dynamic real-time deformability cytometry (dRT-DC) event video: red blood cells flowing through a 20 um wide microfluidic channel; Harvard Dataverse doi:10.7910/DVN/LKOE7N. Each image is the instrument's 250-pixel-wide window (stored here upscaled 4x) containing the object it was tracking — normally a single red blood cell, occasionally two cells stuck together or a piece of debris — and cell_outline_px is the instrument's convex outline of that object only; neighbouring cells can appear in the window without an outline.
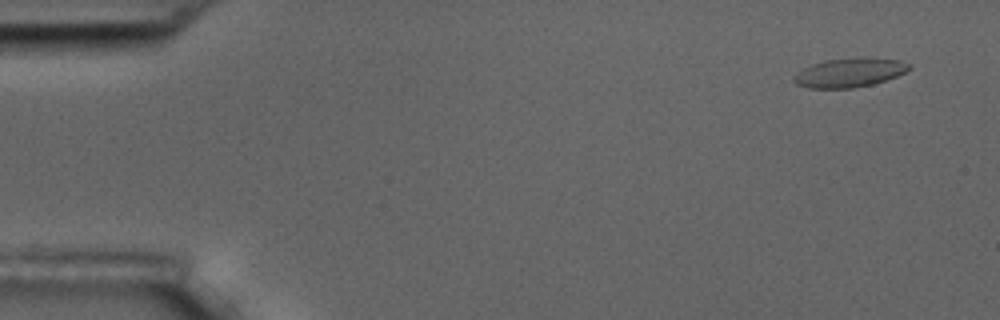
{"species": "common noctule bat (a hibernating species)", "species_latin": "Nyctalus noctula", "temperature_condition": "room temperature", "stored_images_in_passage": 4, "camera_frame_rate_fps": 3000, "um_per_image_px": 0.085, "animal": {"sex": "male", "body_mass_g": 17.5, "forearm_length_mm": 52.3}, "frame": {"image": 1, "passage_image": 1, "time_ms": 0.0, "image_size_px": [1000, 320], "cell_outline_px": [[912, 68], [896, 76], [872, 84], [852, 88], [808, 88], [796, 84], [792, 80], [796, 72], [812, 64], [824, 60], [860, 56], [900, 60], [908, 64]], "centroid_in_image_um": [72.18, 6.15], "position_along_channel_um": 12.8, "area_um2": 19.65}}